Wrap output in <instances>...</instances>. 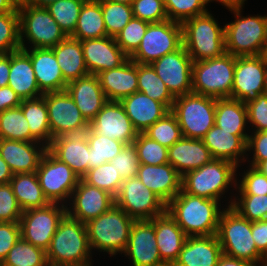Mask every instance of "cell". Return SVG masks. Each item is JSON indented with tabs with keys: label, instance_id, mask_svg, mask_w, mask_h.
Instances as JSON below:
<instances>
[{
	"label": "cell",
	"instance_id": "39",
	"mask_svg": "<svg viewBox=\"0 0 267 266\" xmlns=\"http://www.w3.org/2000/svg\"><path fill=\"white\" fill-rule=\"evenodd\" d=\"M138 91L148 97L165 104L170 110L175 97L168 90L166 84L158 77L151 64L137 63Z\"/></svg>",
	"mask_w": 267,
	"mask_h": 266
},
{
	"label": "cell",
	"instance_id": "63",
	"mask_svg": "<svg viewBox=\"0 0 267 266\" xmlns=\"http://www.w3.org/2000/svg\"><path fill=\"white\" fill-rule=\"evenodd\" d=\"M218 2V4L220 3V5L224 6L226 9H228V11L231 10H237L239 8H242L245 6V1L247 0H206V4L211 2Z\"/></svg>",
	"mask_w": 267,
	"mask_h": 266
},
{
	"label": "cell",
	"instance_id": "68",
	"mask_svg": "<svg viewBox=\"0 0 267 266\" xmlns=\"http://www.w3.org/2000/svg\"><path fill=\"white\" fill-rule=\"evenodd\" d=\"M101 1H111V2H117V3L131 5L134 0H101Z\"/></svg>",
	"mask_w": 267,
	"mask_h": 266
},
{
	"label": "cell",
	"instance_id": "42",
	"mask_svg": "<svg viewBox=\"0 0 267 266\" xmlns=\"http://www.w3.org/2000/svg\"><path fill=\"white\" fill-rule=\"evenodd\" d=\"M0 266H49V264L44 249L20 237Z\"/></svg>",
	"mask_w": 267,
	"mask_h": 266
},
{
	"label": "cell",
	"instance_id": "59",
	"mask_svg": "<svg viewBox=\"0 0 267 266\" xmlns=\"http://www.w3.org/2000/svg\"><path fill=\"white\" fill-rule=\"evenodd\" d=\"M251 233L257 250L267 257V219L251 222Z\"/></svg>",
	"mask_w": 267,
	"mask_h": 266
},
{
	"label": "cell",
	"instance_id": "30",
	"mask_svg": "<svg viewBox=\"0 0 267 266\" xmlns=\"http://www.w3.org/2000/svg\"><path fill=\"white\" fill-rule=\"evenodd\" d=\"M120 103L138 133H143L171 111L165 104L140 91L123 98Z\"/></svg>",
	"mask_w": 267,
	"mask_h": 266
},
{
	"label": "cell",
	"instance_id": "60",
	"mask_svg": "<svg viewBox=\"0 0 267 266\" xmlns=\"http://www.w3.org/2000/svg\"><path fill=\"white\" fill-rule=\"evenodd\" d=\"M22 103L20 96L10 87H0V112L19 107Z\"/></svg>",
	"mask_w": 267,
	"mask_h": 266
},
{
	"label": "cell",
	"instance_id": "37",
	"mask_svg": "<svg viewBox=\"0 0 267 266\" xmlns=\"http://www.w3.org/2000/svg\"><path fill=\"white\" fill-rule=\"evenodd\" d=\"M106 36L101 0H85L78 17L77 26L71 37L83 41Z\"/></svg>",
	"mask_w": 267,
	"mask_h": 266
},
{
	"label": "cell",
	"instance_id": "12",
	"mask_svg": "<svg viewBox=\"0 0 267 266\" xmlns=\"http://www.w3.org/2000/svg\"><path fill=\"white\" fill-rule=\"evenodd\" d=\"M36 174L45 196L51 203L66 205L80 181L79 176L48 149L39 162Z\"/></svg>",
	"mask_w": 267,
	"mask_h": 266
},
{
	"label": "cell",
	"instance_id": "15",
	"mask_svg": "<svg viewBox=\"0 0 267 266\" xmlns=\"http://www.w3.org/2000/svg\"><path fill=\"white\" fill-rule=\"evenodd\" d=\"M52 138L82 133L89 129L76 103L67 91L44 93Z\"/></svg>",
	"mask_w": 267,
	"mask_h": 266
},
{
	"label": "cell",
	"instance_id": "55",
	"mask_svg": "<svg viewBox=\"0 0 267 266\" xmlns=\"http://www.w3.org/2000/svg\"><path fill=\"white\" fill-rule=\"evenodd\" d=\"M22 214L11 184H0V222H19Z\"/></svg>",
	"mask_w": 267,
	"mask_h": 266
},
{
	"label": "cell",
	"instance_id": "23",
	"mask_svg": "<svg viewBox=\"0 0 267 266\" xmlns=\"http://www.w3.org/2000/svg\"><path fill=\"white\" fill-rule=\"evenodd\" d=\"M46 150L41 142L0 139V156L13 174L36 172Z\"/></svg>",
	"mask_w": 267,
	"mask_h": 266
},
{
	"label": "cell",
	"instance_id": "49",
	"mask_svg": "<svg viewBox=\"0 0 267 266\" xmlns=\"http://www.w3.org/2000/svg\"><path fill=\"white\" fill-rule=\"evenodd\" d=\"M133 143L140 164L162 165L169 163L168 148L150 139L144 133H139Z\"/></svg>",
	"mask_w": 267,
	"mask_h": 266
},
{
	"label": "cell",
	"instance_id": "69",
	"mask_svg": "<svg viewBox=\"0 0 267 266\" xmlns=\"http://www.w3.org/2000/svg\"><path fill=\"white\" fill-rule=\"evenodd\" d=\"M262 58L265 60V62L267 63V41L264 45L263 51L261 53Z\"/></svg>",
	"mask_w": 267,
	"mask_h": 266
},
{
	"label": "cell",
	"instance_id": "14",
	"mask_svg": "<svg viewBox=\"0 0 267 266\" xmlns=\"http://www.w3.org/2000/svg\"><path fill=\"white\" fill-rule=\"evenodd\" d=\"M115 205L135 220H151L166 212V204L136 177L124 179Z\"/></svg>",
	"mask_w": 267,
	"mask_h": 266
},
{
	"label": "cell",
	"instance_id": "16",
	"mask_svg": "<svg viewBox=\"0 0 267 266\" xmlns=\"http://www.w3.org/2000/svg\"><path fill=\"white\" fill-rule=\"evenodd\" d=\"M267 63L261 55L235 56L234 83L231 98L244 104L264 93Z\"/></svg>",
	"mask_w": 267,
	"mask_h": 266
},
{
	"label": "cell",
	"instance_id": "21",
	"mask_svg": "<svg viewBox=\"0 0 267 266\" xmlns=\"http://www.w3.org/2000/svg\"><path fill=\"white\" fill-rule=\"evenodd\" d=\"M85 64L89 74L115 69L124 64L129 57L116 43L114 37H101L81 41Z\"/></svg>",
	"mask_w": 267,
	"mask_h": 266
},
{
	"label": "cell",
	"instance_id": "66",
	"mask_svg": "<svg viewBox=\"0 0 267 266\" xmlns=\"http://www.w3.org/2000/svg\"><path fill=\"white\" fill-rule=\"evenodd\" d=\"M58 0H27L25 4L36 6V7H47Z\"/></svg>",
	"mask_w": 267,
	"mask_h": 266
},
{
	"label": "cell",
	"instance_id": "71",
	"mask_svg": "<svg viewBox=\"0 0 267 266\" xmlns=\"http://www.w3.org/2000/svg\"><path fill=\"white\" fill-rule=\"evenodd\" d=\"M13 1L18 6V5L26 3L27 0H13Z\"/></svg>",
	"mask_w": 267,
	"mask_h": 266
},
{
	"label": "cell",
	"instance_id": "2",
	"mask_svg": "<svg viewBox=\"0 0 267 266\" xmlns=\"http://www.w3.org/2000/svg\"><path fill=\"white\" fill-rule=\"evenodd\" d=\"M236 182L237 166L226 160L213 159L202 167L183 175L181 189L187 194L217 200L222 203L227 201L225 206L231 207L235 195L233 190L236 189ZM229 189L230 193L228 192ZM225 193L231 195L228 196L227 200L226 196H224Z\"/></svg>",
	"mask_w": 267,
	"mask_h": 266
},
{
	"label": "cell",
	"instance_id": "44",
	"mask_svg": "<svg viewBox=\"0 0 267 266\" xmlns=\"http://www.w3.org/2000/svg\"><path fill=\"white\" fill-rule=\"evenodd\" d=\"M85 183L104 190L116 197L123 179L111 162H106L89 171L81 178Z\"/></svg>",
	"mask_w": 267,
	"mask_h": 266
},
{
	"label": "cell",
	"instance_id": "41",
	"mask_svg": "<svg viewBox=\"0 0 267 266\" xmlns=\"http://www.w3.org/2000/svg\"><path fill=\"white\" fill-rule=\"evenodd\" d=\"M86 137L89 142L90 151L88 171L106 162H110L124 147L123 143L109 137L97 135L90 128L86 131Z\"/></svg>",
	"mask_w": 267,
	"mask_h": 266
},
{
	"label": "cell",
	"instance_id": "67",
	"mask_svg": "<svg viewBox=\"0 0 267 266\" xmlns=\"http://www.w3.org/2000/svg\"><path fill=\"white\" fill-rule=\"evenodd\" d=\"M255 168L267 176V160L260 162Z\"/></svg>",
	"mask_w": 267,
	"mask_h": 266
},
{
	"label": "cell",
	"instance_id": "25",
	"mask_svg": "<svg viewBox=\"0 0 267 266\" xmlns=\"http://www.w3.org/2000/svg\"><path fill=\"white\" fill-rule=\"evenodd\" d=\"M137 177L166 205L180 192L182 177L170 164H140Z\"/></svg>",
	"mask_w": 267,
	"mask_h": 266
},
{
	"label": "cell",
	"instance_id": "38",
	"mask_svg": "<svg viewBox=\"0 0 267 266\" xmlns=\"http://www.w3.org/2000/svg\"><path fill=\"white\" fill-rule=\"evenodd\" d=\"M28 121L31 135L45 146L52 142L48 110L43 96L23 99L19 106Z\"/></svg>",
	"mask_w": 267,
	"mask_h": 266
},
{
	"label": "cell",
	"instance_id": "9",
	"mask_svg": "<svg viewBox=\"0 0 267 266\" xmlns=\"http://www.w3.org/2000/svg\"><path fill=\"white\" fill-rule=\"evenodd\" d=\"M17 9L21 49L52 48L67 37L45 7L24 3Z\"/></svg>",
	"mask_w": 267,
	"mask_h": 266
},
{
	"label": "cell",
	"instance_id": "13",
	"mask_svg": "<svg viewBox=\"0 0 267 266\" xmlns=\"http://www.w3.org/2000/svg\"><path fill=\"white\" fill-rule=\"evenodd\" d=\"M66 214V205L60 203H50L42 208L23 211L19 221L21 237L46 251Z\"/></svg>",
	"mask_w": 267,
	"mask_h": 266
},
{
	"label": "cell",
	"instance_id": "40",
	"mask_svg": "<svg viewBox=\"0 0 267 266\" xmlns=\"http://www.w3.org/2000/svg\"><path fill=\"white\" fill-rule=\"evenodd\" d=\"M0 139L38 142L31 135L28 121L20 107L0 112Z\"/></svg>",
	"mask_w": 267,
	"mask_h": 266
},
{
	"label": "cell",
	"instance_id": "33",
	"mask_svg": "<svg viewBox=\"0 0 267 266\" xmlns=\"http://www.w3.org/2000/svg\"><path fill=\"white\" fill-rule=\"evenodd\" d=\"M8 86L22 100L43 96V93L38 87L31 59L22 49L10 53Z\"/></svg>",
	"mask_w": 267,
	"mask_h": 266
},
{
	"label": "cell",
	"instance_id": "35",
	"mask_svg": "<svg viewBox=\"0 0 267 266\" xmlns=\"http://www.w3.org/2000/svg\"><path fill=\"white\" fill-rule=\"evenodd\" d=\"M215 125L234 135L249 136L246 104L232 98L216 99Z\"/></svg>",
	"mask_w": 267,
	"mask_h": 266
},
{
	"label": "cell",
	"instance_id": "24",
	"mask_svg": "<svg viewBox=\"0 0 267 266\" xmlns=\"http://www.w3.org/2000/svg\"><path fill=\"white\" fill-rule=\"evenodd\" d=\"M248 137L234 135L214 125L202 140L214 159L229 161L239 170L247 157Z\"/></svg>",
	"mask_w": 267,
	"mask_h": 266
},
{
	"label": "cell",
	"instance_id": "31",
	"mask_svg": "<svg viewBox=\"0 0 267 266\" xmlns=\"http://www.w3.org/2000/svg\"><path fill=\"white\" fill-rule=\"evenodd\" d=\"M97 76L108 101H120L138 91L137 63L130 58L120 67Z\"/></svg>",
	"mask_w": 267,
	"mask_h": 266
},
{
	"label": "cell",
	"instance_id": "10",
	"mask_svg": "<svg viewBox=\"0 0 267 266\" xmlns=\"http://www.w3.org/2000/svg\"><path fill=\"white\" fill-rule=\"evenodd\" d=\"M216 99L196 93L175 97L171 112L183 137L202 139L215 125Z\"/></svg>",
	"mask_w": 267,
	"mask_h": 266
},
{
	"label": "cell",
	"instance_id": "61",
	"mask_svg": "<svg viewBox=\"0 0 267 266\" xmlns=\"http://www.w3.org/2000/svg\"><path fill=\"white\" fill-rule=\"evenodd\" d=\"M10 72V53L0 54V87L8 86Z\"/></svg>",
	"mask_w": 267,
	"mask_h": 266
},
{
	"label": "cell",
	"instance_id": "28",
	"mask_svg": "<svg viewBox=\"0 0 267 266\" xmlns=\"http://www.w3.org/2000/svg\"><path fill=\"white\" fill-rule=\"evenodd\" d=\"M213 159L202 139L182 137L168 148V161L181 177Z\"/></svg>",
	"mask_w": 267,
	"mask_h": 266
},
{
	"label": "cell",
	"instance_id": "11",
	"mask_svg": "<svg viewBox=\"0 0 267 266\" xmlns=\"http://www.w3.org/2000/svg\"><path fill=\"white\" fill-rule=\"evenodd\" d=\"M182 45L181 23L169 19L149 23L140 46L129 58L135 63L152 64L164 55L178 50Z\"/></svg>",
	"mask_w": 267,
	"mask_h": 266
},
{
	"label": "cell",
	"instance_id": "34",
	"mask_svg": "<svg viewBox=\"0 0 267 266\" xmlns=\"http://www.w3.org/2000/svg\"><path fill=\"white\" fill-rule=\"evenodd\" d=\"M52 50L67 83L89 74L80 40L67 36Z\"/></svg>",
	"mask_w": 267,
	"mask_h": 266
},
{
	"label": "cell",
	"instance_id": "64",
	"mask_svg": "<svg viewBox=\"0 0 267 266\" xmlns=\"http://www.w3.org/2000/svg\"><path fill=\"white\" fill-rule=\"evenodd\" d=\"M13 173L8 164L0 156V184L10 183Z\"/></svg>",
	"mask_w": 267,
	"mask_h": 266
},
{
	"label": "cell",
	"instance_id": "52",
	"mask_svg": "<svg viewBox=\"0 0 267 266\" xmlns=\"http://www.w3.org/2000/svg\"><path fill=\"white\" fill-rule=\"evenodd\" d=\"M246 168L242 173L237 170L235 195H267V176L255 167Z\"/></svg>",
	"mask_w": 267,
	"mask_h": 266
},
{
	"label": "cell",
	"instance_id": "20",
	"mask_svg": "<svg viewBox=\"0 0 267 266\" xmlns=\"http://www.w3.org/2000/svg\"><path fill=\"white\" fill-rule=\"evenodd\" d=\"M89 128L97 135L109 137L124 145L133 143L139 134L120 101H107L89 122Z\"/></svg>",
	"mask_w": 267,
	"mask_h": 266
},
{
	"label": "cell",
	"instance_id": "46",
	"mask_svg": "<svg viewBox=\"0 0 267 266\" xmlns=\"http://www.w3.org/2000/svg\"><path fill=\"white\" fill-rule=\"evenodd\" d=\"M143 133L167 148L183 137L177 118L171 111Z\"/></svg>",
	"mask_w": 267,
	"mask_h": 266
},
{
	"label": "cell",
	"instance_id": "1",
	"mask_svg": "<svg viewBox=\"0 0 267 266\" xmlns=\"http://www.w3.org/2000/svg\"><path fill=\"white\" fill-rule=\"evenodd\" d=\"M222 205L220 201L187 194L181 189L167 204L166 211L187 237L211 236L217 235L219 217L226 207Z\"/></svg>",
	"mask_w": 267,
	"mask_h": 266
},
{
	"label": "cell",
	"instance_id": "4",
	"mask_svg": "<svg viewBox=\"0 0 267 266\" xmlns=\"http://www.w3.org/2000/svg\"><path fill=\"white\" fill-rule=\"evenodd\" d=\"M134 222V218L116 205L88 221L85 225L92 253L95 251L108 253L111 257L122 255L127 247Z\"/></svg>",
	"mask_w": 267,
	"mask_h": 266
},
{
	"label": "cell",
	"instance_id": "18",
	"mask_svg": "<svg viewBox=\"0 0 267 266\" xmlns=\"http://www.w3.org/2000/svg\"><path fill=\"white\" fill-rule=\"evenodd\" d=\"M114 205V196L80 179L66 204V213L69 217L86 224L110 210Z\"/></svg>",
	"mask_w": 267,
	"mask_h": 266
},
{
	"label": "cell",
	"instance_id": "26",
	"mask_svg": "<svg viewBox=\"0 0 267 266\" xmlns=\"http://www.w3.org/2000/svg\"><path fill=\"white\" fill-rule=\"evenodd\" d=\"M31 59L35 77L40 91H65L67 82L63 78L61 68L52 48L22 49Z\"/></svg>",
	"mask_w": 267,
	"mask_h": 266
},
{
	"label": "cell",
	"instance_id": "36",
	"mask_svg": "<svg viewBox=\"0 0 267 266\" xmlns=\"http://www.w3.org/2000/svg\"><path fill=\"white\" fill-rule=\"evenodd\" d=\"M10 184L23 211L42 208L51 203L40 186L36 172L13 174Z\"/></svg>",
	"mask_w": 267,
	"mask_h": 266
},
{
	"label": "cell",
	"instance_id": "45",
	"mask_svg": "<svg viewBox=\"0 0 267 266\" xmlns=\"http://www.w3.org/2000/svg\"><path fill=\"white\" fill-rule=\"evenodd\" d=\"M101 10L107 36L114 37L134 17L132 7L129 4H122L111 1H101Z\"/></svg>",
	"mask_w": 267,
	"mask_h": 266
},
{
	"label": "cell",
	"instance_id": "27",
	"mask_svg": "<svg viewBox=\"0 0 267 266\" xmlns=\"http://www.w3.org/2000/svg\"><path fill=\"white\" fill-rule=\"evenodd\" d=\"M66 91L88 122L96 117L108 101L101 88L98 76L93 74L69 82Z\"/></svg>",
	"mask_w": 267,
	"mask_h": 266
},
{
	"label": "cell",
	"instance_id": "51",
	"mask_svg": "<svg viewBox=\"0 0 267 266\" xmlns=\"http://www.w3.org/2000/svg\"><path fill=\"white\" fill-rule=\"evenodd\" d=\"M149 22L133 17L115 36L116 43L130 57L140 46Z\"/></svg>",
	"mask_w": 267,
	"mask_h": 266
},
{
	"label": "cell",
	"instance_id": "54",
	"mask_svg": "<svg viewBox=\"0 0 267 266\" xmlns=\"http://www.w3.org/2000/svg\"><path fill=\"white\" fill-rule=\"evenodd\" d=\"M110 162L123 180L136 177L140 163L134 143L124 145L121 152Z\"/></svg>",
	"mask_w": 267,
	"mask_h": 266
},
{
	"label": "cell",
	"instance_id": "70",
	"mask_svg": "<svg viewBox=\"0 0 267 266\" xmlns=\"http://www.w3.org/2000/svg\"><path fill=\"white\" fill-rule=\"evenodd\" d=\"M264 93L267 94V67H266V75H265Z\"/></svg>",
	"mask_w": 267,
	"mask_h": 266
},
{
	"label": "cell",
	"instance_id": "53",
	"mask_svg": "<svg viewBox=\"0 0 267 266\" xmlns=\"http://www.w3.org/2000/svg\"><path fill=\"white\" fill-rule=\"evenodd\" d=\"M131 7L135 18L149 23L162 22L168 19L164 0H134Z\"/></svg>",
	"mask_w": 267,
	"mask_h": 266
},
{
	"label": "cell",
	"instance_id": "57",
	"mask_svg": "<svg viewBox=\"0 0 267 266\" xmlns=\"http://www.w3.org/2000/svg\"><path fill=\"white\" fill-rule=\"evenodd\" d=\"M250 133L247 141V157L245 163L247 162L249 166L256 167L260 162L267 160V131Z\"/></svg>",
	"mask_w": 267,
	"mask_h": 266
},
{
	"label": "cell",
	"instance_id": "65",
	"mask_svg": "<svg viewBox=\"0 0 267 266\" xmlns=\"http://www.w3.org/2000/svg\"><path fill=\"white\" fill-rule=\"evenodd\" d=\"M17 7L13 0H0V13L13 12Z\"/></svg>",
	"mask_w": 267,
	"mask_h": 266
},
{
	"label": "cell",
	"instance_id": "7",
	"mask_svg": "<svg viewBox=\"0 0 267 266\" xmlns=\"http://www.w3.org/2000/svg\"><path fill=\"white\" fill-rule=\"evenodd\" d=\"M217 237L224 255L263 266L265 257L257 250L251 233V222L231 207L219 217Z\"/></svg>",
	"mask_w": 267,
	"mask_h": 266
},
{
	"label": "cell",
	"instance_id": "5",
	"mask_svg": "<svg viewBox=\"0 0 267 266\" xmlns=\"http://www.w3.org/2000/svg\"><path fill=\"white\" fill-rule=\"evenodd\" d=\"M183 46L193 62L221 57L226 53L224 25L208 11L182 24Z\"/></svg>",
	"mask_w": 267,
	"mask_h": 266
},
{
	"label": "cell",
	"instance_id": "62",
	"mask_svg": "<svg viewBox=\"0 0 267 266\" xmlns=\"http://www.w3.org/2000/svg\"><path fill=\"white\" fill-rule=\"evenodd\" d=\"M216 266H257L251 262L222 255Z\"/></svg>",
	"mask_w": 267,
	"mask_h": 266
},
{
	"label": "cell",
	"instance_id": "17",
	"mask_svg": "<svg viewBox=\"0 0 267 266\" xmlns=\"http://www.w3.org/2000/svg\"><path fill=\"white\" fill-rule=\"evenodd\" d=\"M151 65L174 97L192 93L193 60L183 45Z\"/></svg>",
	"mask_w": 267,
	"mask_h": 266
},
{
	"label": "cell",
	"instance_id": "50",
	"mask_svg": "<svg viewBox=\"0 0 267 266\" xmlns=\"http://www.w3.org/2000/svg\"><path fill=\"white\" fill-rule=\"evenodd\" d=\"M164 5L168 19L181 24L208 12L206 0H164Z\"/></svg>",
	"mask_w": 267,
	"mask_h": 266
},
{
	"label": "cell",
	"instance_id": "43",
	"mask_svg": "<svg viewBox=\"0 0 267 266\" xmlns=\"http://www.w3.org/2000/svg\"><path fill=\"white\" fill-rule=\"evenodd\" d=\"M85 0H58L45 7L67 36L77 26L78 17Z\"/></svg>",
	"mask_w": 267,
	"mask_h": 266
},
{
	"label": "cell",
	"instance_id": "56",
	"mask_svg": "<svg viewBox=\"0 0 267 266\" xmlns=\"http://www.w3.org/2000/svg\"><path fill=\"white\" fill-rule=\"evenodd\" d=\"M246 107L250 132L267 131V94H260Z\"/></svg>",
	"mask_w": 267,
	"mask_h": 266
},
{
	"label": "cell",
	"instance_id": "72",
	"mask_svg": "<svg viewBox=\"0 0 267 266\" xmlns=\"http://www.w3.org/2000/svg\"><path fill=\"white\" fill-rule=\"evenodd\" d=\"M263 266H267V257L265 258V261H264V265Z\"/></svg>",
	"mask_w": 267,
	"mask_h": 266
},
{
	"label": "cell",
	"instance_id": "22",
	"mask_svg": "<svg viewBox=\"0 0 267 266\" xmlns=\"http://www.w3.org/2000/svg\"><path fill=\"white\" fill-rule=\"evenodd\" d=\"M47 149L67 164L80 179L88 172L90 151L86 131L54 138Z\"/></svg>",
	"mask_w": 267,
	"mask_h": 266
},
{
	"label": "cell",
	"instance_id": "29",
	"mask_svg": "<svg viewBox=\"0 0 267 266\" xmlns=\"http://www.w3.org/2000/svg\"><path fill=\"white\" fill-rule=\"evenodd\" d=\"M222 255L217 235L187 237L172 266H216Z\"/></svg>",
	"mask_w": 267,
	"mask_h": 266
},
{
	"label": "cell",
	"instance_id": "3",
	"mask_svg": "<svg viewBox=\"0 0 267 266\" xmlns=\"http://www.w3.org/2000/svg\"><path fill=\"white\" fill-rule=\"evenodd\" d=\"M93 255L86 225L66 214L46 250L49 266H93Z\"/></svg>",
	"mask_w": 267,
	"mask_h": 266
},
{
	"label": "cell",
	"instance_id": "6",
	"mask_svg": "<svg viewBox=\"0 0 267 266\" xmlns=\"http://www.w3.org/2000/svg\"><path fill=\"white\" fill-rule=\"evenodd\" d=\"M231 10L234 20L224 25L226 53L233 56L261 55L267 41V14L243 16V9Z\"/></svg>",
	"mask_w": 267,
	"mask_h": 266
},
{
	"label": "cell",
	"instance_id": "47",
	"mask_svg": "<svg viewBox=\"0 0 267 266\" xmlns=\"http://www.w3.org/2000/svg\"><path fill=\"white\" fill-rule=\"evenodd\" d=\"M21 49L19 12L0 13V54H8Z\"/></svg>",
	"mask_w": 267,
	"mask_h": 266
},
{
	"label": "cell",
	"instance_id": "19",
	"mask_svg": "<svg viewBox=\"0 0 267 266\" xmlns=\"http://www.w3.org/2000/svg\"><path fill=\"white\" fill-rule=\"evenodd\" d=\"M123 255L132 266H166L157 248L154 218L135 220Z\"/></svg>",
	"mask_w": 267,
	"mask_h": 266
},
{
	"label": "cell",
	"instance_id": "48",
	"mask_svg": "<svg viewBox=\"0 0 267 266\" xmlns=\"http://www.w3.org/2000/svg\"><path fill=\"white\" fill-rule=\"evenodd\" d=\"M231 208L250 222L267 219V195H235Z\"/></svg>",
	"mask_w": 267,
	"mask_h": 266
},
{
	"label": "cell",
	"instance_id": "8",
	"mask_svg": "<svg viewBox=\"0 0 267 266\" xmlns=\"http://www.w3.org/2000/svg\"><path fill=\"white\" fill-rule=\"evenodd\" d=\"M235 56L193 62L192 92L215 99L231 98L234 83Z\"/></svg>",
	"mask_w": 267,
	"mask_h": 266
},
{
	"label": "cell",
	"instance_id": "32",
	"mask_svg": "<svg viewBox=\"0 0 267 266\" xmlns=\"http://www.w3.org/2000/svg\"><path fill=\"white\" fill-rule=\"evenodd\" d=\"M154 227L162 261L166 265H173L179 257L187 236L167 211L154 217Z\"/></svg>",
	"mask_w": 267,
	"mask_h": 266
},
{
	"label": "cell",
	"instance_id": "58",
	"mask_svg": "<svg viewBox=\"0 0 267 266\" xmlns=\"http://www.w3.org/2000/svg\"><path fill=\"white\" fill-rule=\"evenodd\" d=\"M20 237L19 222H0V264Z\"/></svg>",
	"mask_w": 267,
	"mask_h": 266
}]
</instances>
